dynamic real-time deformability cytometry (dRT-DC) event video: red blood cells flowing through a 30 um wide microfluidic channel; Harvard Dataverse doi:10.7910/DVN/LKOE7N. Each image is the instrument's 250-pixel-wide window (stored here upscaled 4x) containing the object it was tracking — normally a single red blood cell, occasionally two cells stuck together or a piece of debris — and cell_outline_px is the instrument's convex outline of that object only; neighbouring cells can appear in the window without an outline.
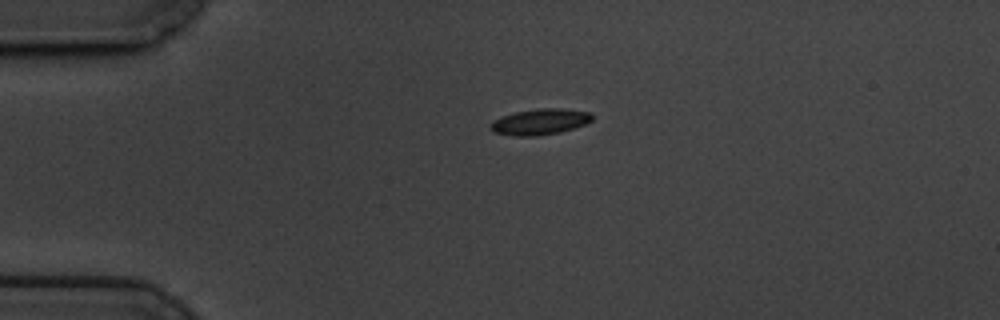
{"species": "common noctule bat (a hibernating species)", "species_latin": "Nyctalus noctula", "temperature_condition": "cold", "stored_images_in_passage": 46, "camera_frame_rate_fps": 3000, "um_per_image_px": 0.085, "animal": {"sex": "male", "body_mass_g": 19.5, "forearm_length_mm": 54.6}, "frame": {"image": 1, "passage_image": 1, "time_ms": 0.0, "image_size_px": [1000, 320], "cell_outline_px": [[592, 120], [584, 124], [560, 132], [536, 136], [516, 136], [492, 132], [488, 128], [488, 124], [492, 120], [500, 116], [516, 112], [540, 108], [560, 108], [592, 112]], "centroid_in_image_um": [45.83, 10.35], "position_along_channel_um": 39.2, "area_um2": 15.49}}
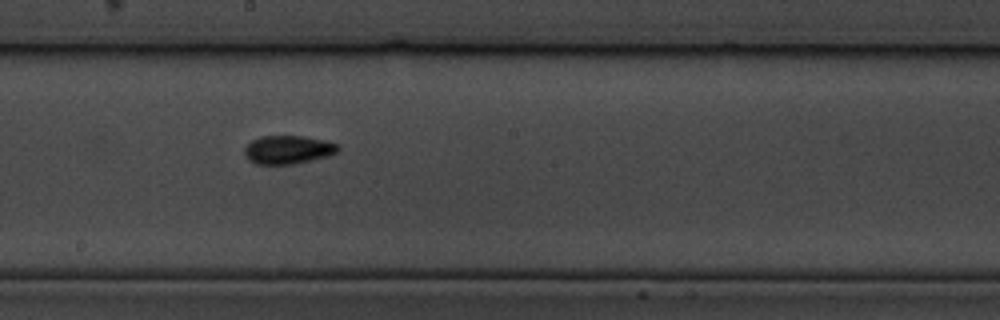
{"frame": {"image": 2, "passage_image": 20, "time_ms": 6.333, "image_size_px": [1000, 320], "cell_outline_px": [[340, 148], [336, 152], [328, 156], [292, 164], [256, 164], [248, 160], [244, 152], [244, 148], [252, 140], [260, 136], [304, 136], [324, 140], [340, 144]], "centroid_in_image_um": [24.48, 12.72], "position_along_channel_um": 223.7, "area_um2": 15.49}}
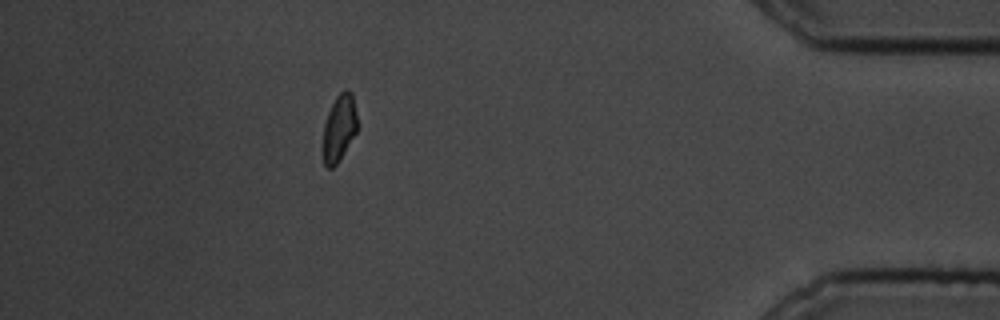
{"frame": {"image": 3, "passage_image": 40, "time_ms": 13.0, "image_size_px": [1000, 320], "cell_outline_px": [[356, 132], [336, 164], [332, 168], [328, 168], [324, 164], [324, 124], [328, 112], [336, 96], [344, 88], [348, 88], [352, 92], [356, 116]], "centroid_in_image_um": [28.83, 10.82], "position_along_channel_um": 406.4, "area_um2": 12.95}, "authors_computed_cell_mechanics": {"area_um2": 14.5078, "velocity_mm_per_s": 3.4234, "shape_relaxation_time_tau1_ms": 2.9899, "shape_relaxation_time_tau2_ms": 2.2116, "deformation_change_tau1": 0.0862, "deformation_change_tau2": 0.0574}}